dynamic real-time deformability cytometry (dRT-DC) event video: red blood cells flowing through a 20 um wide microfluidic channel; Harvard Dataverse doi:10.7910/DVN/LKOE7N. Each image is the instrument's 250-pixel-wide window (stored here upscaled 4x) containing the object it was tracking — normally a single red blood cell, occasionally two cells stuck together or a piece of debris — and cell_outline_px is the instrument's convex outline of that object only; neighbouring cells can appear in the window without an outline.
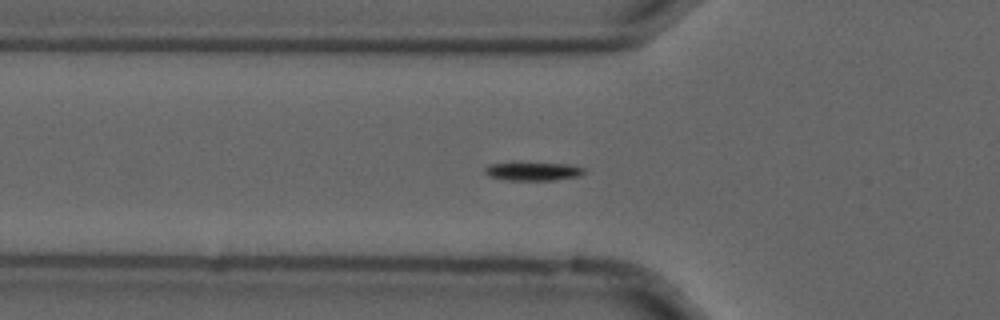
{"species": "common noctule bat (a hibernating species)", "species_latin": "Nyctalus noctula", "temperature_condition": "cold", "stored_images_in_passage": 57, "camera_frame_rate_fps": 3000, "um_per_image_px": 0.085, "animal": {"sex": "male", "forearm_length_mm": 52.5}, "frame": {"image": 1, "passage_image": 20, "time_ms": 6.333, "image_size_px": [1000, 320], "cell_outline_px": [[584, 172], [580, 176], [552, 180], [504, 180], [488, 176], [484, 172], [484, 168], [488, 164], [572, 164], [584, 168]], "centroid_in_image_um": [45.3, 14.58], "position_along_channel_um": 80.5, "area_um2": 10.35}}
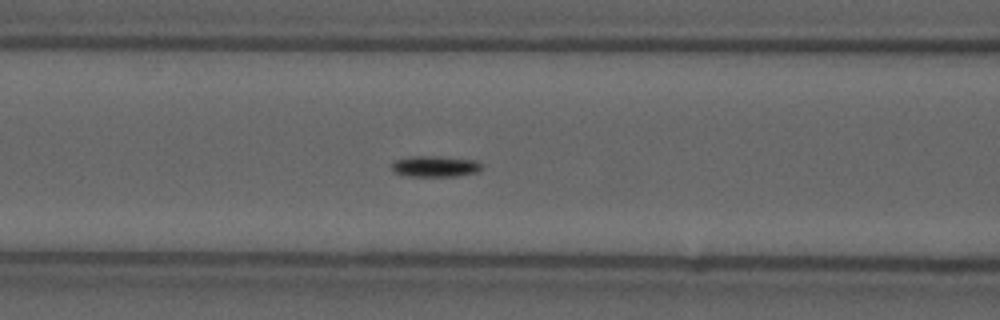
{"frame": {"image": 2, "passage_image": 24, "time_ms": 7.667, "image_size_px": [1000, 320], "cell_outline_px": [[484, 164], [476, 172], [456, 176], [408, 176], [392, 172], [392, 164], [396, 160], [412, 156], [440, 156], [476, 160]], "centroid_in_image_um": [36.99, 14.13], "position_along_channel_um": 129.6, "area_um2": 11.04}}